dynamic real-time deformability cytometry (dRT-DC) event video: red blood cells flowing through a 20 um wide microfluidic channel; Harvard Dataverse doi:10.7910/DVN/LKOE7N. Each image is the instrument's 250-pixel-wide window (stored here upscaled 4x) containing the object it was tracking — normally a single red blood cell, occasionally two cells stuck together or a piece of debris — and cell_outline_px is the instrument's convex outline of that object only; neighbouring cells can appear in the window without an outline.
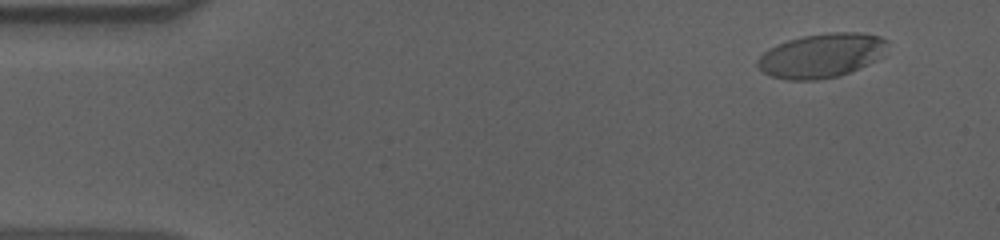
{"species": "human", "species_latin": "Homo sapiens", "temperature_condition": "cold", "stored_images_in_passage": 57, "camera_frame_rate_fps": 3000, "um_per_image_px": 0.085, "donor": {"sex": "male"}, "frame": {"image": 1, "passage_image": 5, "time_ms": 1.333, "image_size_px": [1000, 240], "cell_outline_px": [[888, 40], [884, 56], [868, 64], [840, 76], [816, 80], [788, 80], [772, 76], [764, 72], [756, 64], [756, 60], [764, 52], [788, 40], [804, 36], [828, 32], [860, 32], [880, 36]], "centroid_in_image_um": [69.87, 4.72], "position_along_channel_um": 15.1, "area_um2": 33.41}}
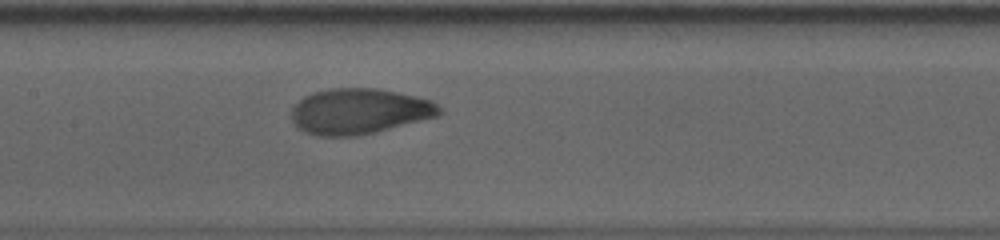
{"frame": {"image": 2, "passage_image": 28, "time_ms": 9.0, "image_size_px": [1000, 240], "cell_outline_px": [[444, 112], [440, 116], [356, 136], [316, 136], [304, 132], [296, 128], [292, 120], [292, 108], [304, 96], [312, 92], [332, 88], [376, 88], [396, 92], [432, 100]], "centroid_in_image_um": [30.52, 9.46], "position_along_channel_um": 176.9, "area_um2": 39.36}}
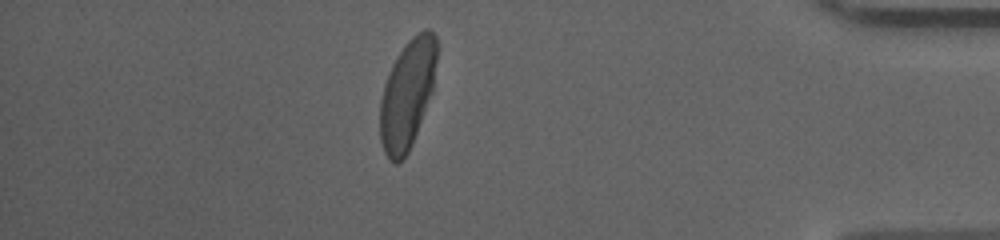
{"frame": {"image": 3, "passage_image": 50, "time_ms": 16.333, "image_size_px": [1000, 240], "cell_outline_px": [[436, 60], [432, 92], [412, 144], [404, 160], [396, 164], [388, 160], [384, 152], [380, 140], [380, 100], [384, 84], [388, 72], [392, 64], [408, 40], [412, 36], [424, 28], [428, 28], [436, 36]], "centroid_in_image_um": [34.6, 8.03], "position_along_channel_um": 400.6, "area_um2": 36.07}, "authors_computed_cell_mechanics": {"area_um2": 37.5122, "velocity_mm_per_s": 3.5997, "shape_relaxation_time_tau1_ms": 4.5671, "shape_relaxation_time_tau2_ms": null, "deformation_change_tau1": 0.1931, "deformation_change_tau2": null}}